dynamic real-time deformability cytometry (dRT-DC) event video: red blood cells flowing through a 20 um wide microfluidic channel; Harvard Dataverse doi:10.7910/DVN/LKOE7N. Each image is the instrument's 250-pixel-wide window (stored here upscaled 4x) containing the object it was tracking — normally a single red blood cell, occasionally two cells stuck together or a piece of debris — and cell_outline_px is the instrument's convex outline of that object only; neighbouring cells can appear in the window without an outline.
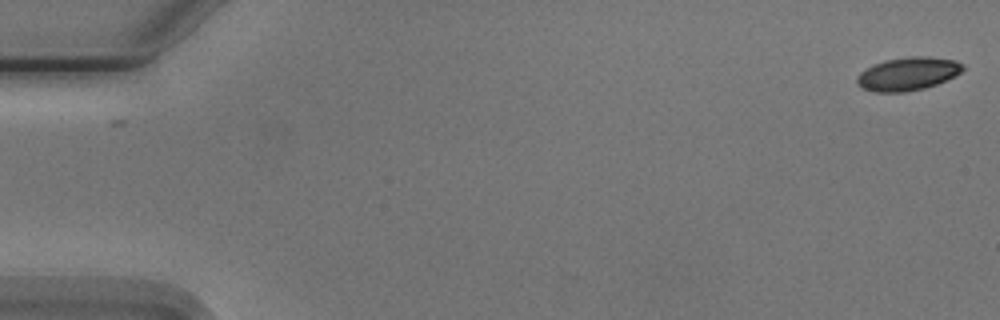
{"species": "Egyptian fruit bat (a non-hibernating species)", "species_latin": "Rousettus aegyptiacus", "temperature_condition": "cold", "stored_images_in_passage": 2, "camera_frame_rate_fps": 3000, "um_per_image_px": 0.085, "animal": {"sex": "male"}, "frame": {"image": 1, "passage_image": 2, "time_ms": 1.0, "image_size_px": [1000, 320], "cell_outline_px": [[964, 68], [960, 72], [936, 84], [924, 88], [904, 92], [876, 92], [864, 88], [856, 84], [856, 76], [860, 72], [872, 64], [884, 60], [908, 56], [928, 56], [956, 60], [964, 64]], "centroid_in_image_um": [77.13, 6.26], "position_along_channel_um": 7.9, "area_um2": 20.52}}